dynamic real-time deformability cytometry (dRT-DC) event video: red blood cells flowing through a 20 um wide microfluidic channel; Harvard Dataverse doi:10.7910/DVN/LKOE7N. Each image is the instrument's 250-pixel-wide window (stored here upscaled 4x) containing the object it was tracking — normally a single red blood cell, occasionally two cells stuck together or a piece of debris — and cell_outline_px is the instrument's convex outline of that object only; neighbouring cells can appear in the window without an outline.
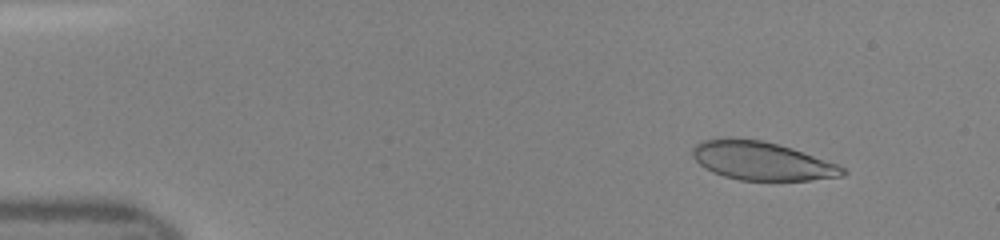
{"species": "human", "species_latin": "Homo sapiens", "temperature_condition": "room temperature", "stored_images_in_passage": 40, "camera_frame_rate_fps": 3000, "um_per_image_px": 0.085, "donor": {"sex": "female"}, "frame": {"image": 1, "passage_image": 5, "time_ms": 1.333, "image_size_px": [1000, 240], "cell_outline_px": [[848, 172], [844, 176], [808, 180], [740, 180], [724, 176], [712, 172], [700, 164], [692, 156], [692, 148], [696, 144], [704, 140], [728, 136], [760, 140], [792, 148], [836, 164], [844, 168]], "centroid_in_image_um": [64.72, 13.66], "position_along_channel_um": 20.3, "area_um2": 33.58}}
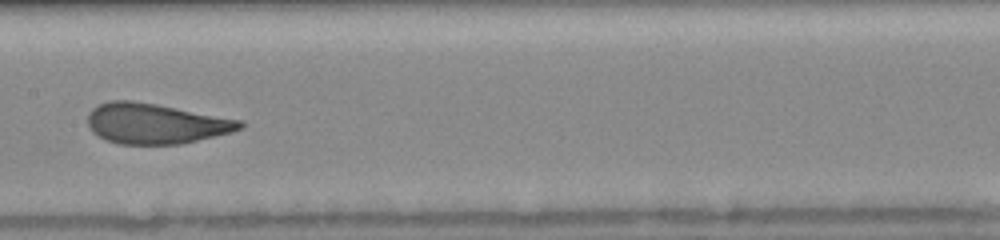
{"frame": {"image": 2, "passage_image": 24, "time_ms": 7.667, "image_size_px": [1000, 240], "cell_outline_px": [[244, 128], [232, 132], [180, 144], [120, 144], [104, 140], [92, 132], [88, 128], [88, 112], [92, 108], [108, 100], [132, 100], [156, 104], [240, 120], [244, 124]], "centroid_in_image_um": [13.17, 10.5], "position_along_channel_um": 194.2, "area_um2": 35.78}}
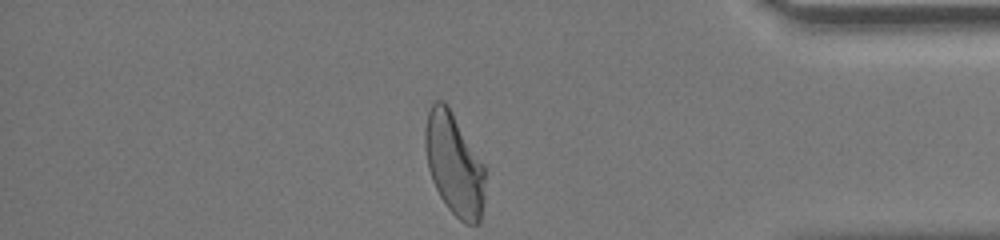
{"frame": {"image": 3, "passage_image": 40, "time_ms": 13.0, "image_size_px": [1000, 240], "cell_outline_px": [[484, 196], [480, 220], [476, 224], [464, 224], [448, 208], [440, 196], [432, 180], [428, 168], [424, 148], [424, 128], [428, 112], [432, 100], [444, 100], [448, 104], [484, 164]], "centroid_in_image_um": [38.58, 13.91], "position_along_channel_um": 396.6, "area_um2": 35.95}}